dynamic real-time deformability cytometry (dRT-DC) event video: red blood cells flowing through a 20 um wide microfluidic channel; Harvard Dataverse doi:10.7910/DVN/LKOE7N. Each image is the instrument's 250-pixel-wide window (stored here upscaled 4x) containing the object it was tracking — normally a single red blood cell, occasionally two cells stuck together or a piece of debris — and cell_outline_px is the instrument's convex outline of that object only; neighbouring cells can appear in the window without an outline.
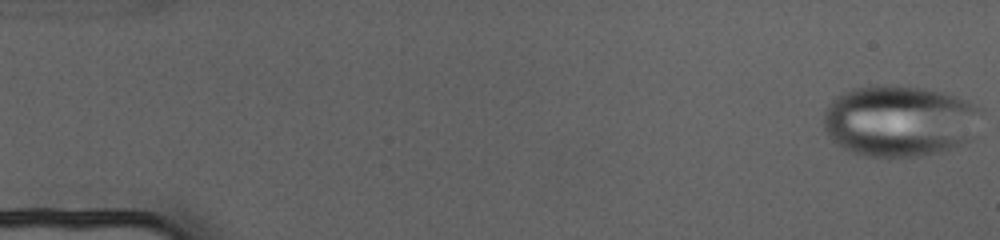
{"species": "human", "species_latin": "Homo sapiens", "temperature_condition": "cold", "stored_images_in_passage": 73, "camera_frame_rate_fps": 3000, "um_per_image_px": 0.085, "donor": {"sex": "female"}, "frame": {"image": 1, "passage_image": 1, "time_ms": 0.0, "image_size_px": [1000, 240], "cell_outline_px": [[980, 108], [976, 136], [972, 140], [944, 152], [920, 156], [888, 160], [864, 156], [852, 152], [836, 144], [824, 132], [824, 112], [828, 104], [836, 96], [852, 88], [872, 84], [896, 84], [924, 88], [956, 96], [968, 100]], "centroid_in_image_um": [76.46, 10.3], "position_along_channel_um": 8.5, "area_um2": 67.39}}
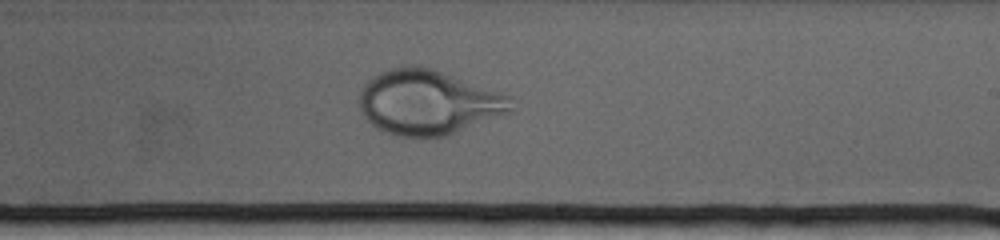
{"frame": {"image": 2, "passage_image": 44, "time_ms": 14.333, "image_size_px": [1000, 240], "cell_outline_px": [[512, 112], [456, 132], [444, 136], [424, 140], [396, 136], [376, 128], [364, 116], [356, 100], [364, 84], [368, 80], [380, 72], [388, 68], [420, 64], [432, 68], [512, 96]], "centroid_in_image_um": [36.37, 8.72], "position_along_channel_um": 252.6, "area_um2": 58.03}}
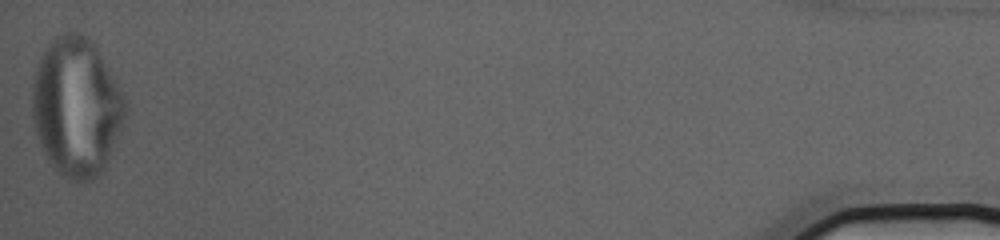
{"frame": {"image": 3, "passage_image": 73, "time_ms": 24.0, "image_size_px": [1000, 240], "cell_outline_px": [[128, 116], [124, 128], [104, 168], [96, 176], [88, 180], [68, 180], [48, 160], [40, 144], [36, 132], [32, 116], [32, 84], [36, 68], [40, 56], [52, 36], [68, 32], [80, 32], [88, 36], [92, 40], [124, 92], [128, 108]], "centroid_in_image_um": [6.54, 9.04], "position_along_channel_um": 428.7, "area_um2": 76.18}}